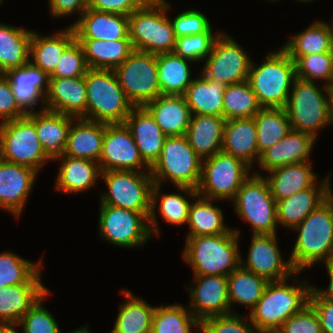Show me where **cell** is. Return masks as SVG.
I'll list each match as a JSON object with an SVG mask.
<instances>
[{
    "mask_svg": "<svg viewBox=\"0 0 333 333\" xmlns=\"http://www.w3.org/2000/svg\"><path fill=\"white\" fill-rule=\"evenodd\" d=\"M188 62H193L171 53L157 55V78L162 95H184L191 79Z\"/></svg>",
    "mask_w": 333,
    "mask_h": 333,
    "instance_id": "cell-39",
    "label": "cell"
},
{
    "mask_svg": "<svg viewBox=\"0 0 333 333\" xmlns=\"http://www.w3.org/2000/svg\"><path fill=\"white\" fill-rule=\"evenodd\" d=\"M74 40L75 33L71 25L64 31L53 34V36H40L33 31L30 41L29 62L50 76L54 72L62 53Z\"/></svg>",
    "mask_w": 333,
    "mask_h": 333,
    "instance_id": "cell-33",
    "label": "cell"
},
{
    "mask_svg": "<svg viewBox=\"0 0 333 333\" xmlns=\"http://www.w3.org/2000/svg\"><path fill=\"white\" fill-rule=\"evenodd\" d=\"M76 121L75 123L73 121L70 126L63 155L93 160L99 163L105 133V123L85 118H76Z\"/></svg>",
    "mask_w": 333,
    "mask_h": 333,
    "instance_id": "cell-28",
    "label": "cell"
},
{
    "mask_svg": "<svg viewBox=\"0 0 333 333\" xmlns=\"http://www.w3.org/2000/svg\"><path fill=\"white\" fill-rule=\"evenodd\" d=\"M122 294L127 302L120 306L111 333H151L155 307L135 297L129 290H123Z\"/></svg>",
    "mask_w": 333,
    "mask_h": 333,
    "instance_id": "cell-40",
    "label": "cell"
},
{
    "mask_svg": "<svg viewBox=\"0 0 333 333\" xmlns=\"http://www.w3.org/2000/svg\"><path fill=\"white\" fill-rule=\"evenodd\" d=\"M48 293L49 290L21 317L19 323L24 333H61L54 316L42 306Z\"/></svg>",
    "mask_w": 333,
    "mask_h": 333,
    "instance_id": "cell-50",
    "label": "cell"
},
{
    "mask_svg": "<svg viewBox=\"0 0 333 333\" xmlns=\"http://www.w3.org/2000/svg\"><path fill=\"white\" fill-rule=\"evenodd\" d=\"M202 159L190 146L185 135L165 138L159 159L150 168L153 183L161 186L166 179L184 194L197 197Z\"/></svg>",
    "mask_w": 333,
    "mask_h": 333,
    "instance_id": "cell-4",
    "label": "cell"
},
{
    "mask_svg": "<svg viewBox=\"0 0 333 333\" xmlns=\"http://www.w3.org/2000/svg\"><path fill=\"white\" fill-rule=\"evenodd\" d=\"M100 205L99 231L103 240L119 247L134 248L142 247L152 237L147 223L150 213L117 208L105 203Z\"/></svg>",
    "mask_w": 333,
    "mask_h": 333,
    "instance_id": "cell-14",
    "label": "cell"
},
{
    "mask_svg": "<svg viewBox=\"0 0 333 333\" xmlns=\"http://www.w3.org/2000/svg\"><path fill=\"white\" fill-rule=\"evenodd\" d=\"M275 333H322L320 320L309 304L287 319Z\"/></svg>",
    "mask_w": 333,
    "mask_h": 333,
    "instance_id": "cell-54",
    "label": "cell"
},
{
    "mask_svg": "<svg viewBox=\"0 0 333 333\" xmlns=\"http://www.w3.org/2000/svg\"><path fill=\"white\" fill-rule=\"evenodd\" d=\"M250 166L223 151L202 160L201 179L197 188L200 196L216 200H233L250 176Z\"/></svg>",
    "mask_w": 333,
    "mask_h": 333,
    "instance_id": "cell-10",
    "label": "cell"
},
{
    "mask_svg": "<svg viewBox=\"0 0 333 333\" xmlns=\"http://www.w3.org/2000/svg\"><path fill=\"white\" fill-rule=\"evenodd\" d=\"M219 36L212 32H204L176 38L173 53L193 62L206 59L212 51L213 44Z\"/></svg>",
    "mask_w": 333,
    "mask_h": 333,
    "instance_id": "cell-49",
    "label": "cell"
},
{
    "mask_svg": "<svg viewBox=\"0 0 333 333\" xmlns=\"http://www.w3.org/2000/svg\"><path fill=\"white\" fill-rule=\"evenodd\" d=\"M254 119L259 162L261 154L281 141L290 132L291 126L284 108H261Z\"/></svg>",
    "mask_w": 333,
    "mask_h": 333,
    "instance_id": "cell-42",
    "label": "cell"
},
{
    "mask_svg": "<svg viewBox=\"0 0 333 333\" xmlns=\"http://www.w3.org/2000/svg\"><path fill=\"white\" fill-rule=\"evenodd\" d=\"M193 287L185 286L190 293L189 309L201 323L212 316L233 313L228 298L227 276L194 275Z\"/></svg>",
    "mask_w": 333,
    "mask_h": 333,
    "instance_id": "cell-18",
    "label": "cell"
},
{
    "mask_svg": "<svg viewBox=\"0 0 333 333\" xmlns=\"http://www.w3.org/2000/svg\"><path fill=\"white\" fill-rule=\"evenodd\" d=\"M328 112H329V123L333 122V84L328 87Z\"/></svg>",
    "mask_w": 333,
    "mask_h": 333,
    "instance_id": "cell-61",
    "label": "cell"
},
{
    "mask_svg": "<svg viewBox=\"0 0 333 333\" xmlns=\"http://www.w3.org/2000/svg\"><path fill=\"white\" fill-rule=\"evenodd\" d=\"M141 6L138 0H89L88 3V8L93 10L126 16Z\"/></svg>",
    "mask_w": 333,
    "mask_h": 333,
    "instance_id": "cell-56",
    "label": "cell"
},
{
    "mask_svg": "<svg viewBox=\"0 0 333 333\" xmlns=\"http://www.w3.org/2000/svg\"><path fill=\"white\" fill-rule=\"evenodd\" d=\"M15 326H20L19 322H0V333H19ZM24 333V332H22Z\"/></svg>",
    "mask_w": 333,
    "mask_h": 333,
    "instance_id": "cell-60",
    "label": "cell"
},
{
    "mask_svg": "<svg viewBox=\"0 0 333 333\" xmlns=\"http://www.w3.org/2000/svg\"><path fill=\"white\" fill-rule=\"evenodd\" d=\"M262 107L248 81L226 85L223 95L224 118L254 117Z\"/></svg>",
    "mask_w": 333,
    "mask_h": 333,
    "instance_id": "cell-47",
    "label": "cell"
},
{
    "mask_svg": "<svg viewBox=\"0 0 333 333\" xmlns=\"http://www.w3.org/2000/svg\"><path fill=\"white\" fill-rule=\"evenodd\" d=\"M89 0H49L50 11L55 18L70 16L75 12H79L80 16L88 8Z\"/></svg>",
    "mask_w": 333,
    "mask_h": 333,
    "instance_id": "cell-58",
    "label": "cell"
},
{
    "mask_svg": "<svg viewBox=\"0 0 333 333\" xmlns=\"http://www.w3.org/2000/svg\"><path fill=\"white\" fill-rule=\"evenodd\" d=\"M34 123L37 136L45 152L53 159L64 153L70 126L76 117L42 108L39 112L27 113Z\"/></svg>",
    "mask_w": 333,
    "mask_h": 333,
    "instance_id": "cell-26",
    "label": "cell"
},
{
    "mask_svg": "<svg viewBox=\"0 0 333 333\" xmlns=\"http://www.w3.org/2000/svg\"><path fill=\"white\" fill-rule=\"evenodd\" d=\"M165 0L154 5H142L129 16V38L136 51L158 55L174 50L176 36L166 14Z\"/></svg>",
    "mask_w": 333,
    "mask_h": 333,
    "instance_id": "cell-7",
    "label": "cell"
},
{
    "mask_svg": "<svg viewBox=\"0 0 333 333\" xmlns=\"http://www.w3.org/2000/svg\"><path fill=\"white\" fill-rule=\"evenodd\" d=\"M7 76L19 107L27 114L34 112V105L45 97L49 89V76L31 62L22 67L8 70ZM33 111H32V110Z\"/></svg>",
    "mask_w": 333,
    "mask_h": 333,
    "instance_id": "cell-20",
    "label": "cell"
},
{
    "mask_svg": "<svg viewBox=\"0 0 333 333\" xmlns=\"http://www.w3.org/2000/svg\"><path fill=\"white\" fill-rule=\"evenodd\" d=\"M86 104L85 76L49 78L45 109L86 119Z\"/></svg>",
    "mask_w": 333,
    "mask_h": 333,
    "instance_id": "cell-21",
    "label": "cell"
},
{
    "mask_svg": "<svg viewBox=\"0 0 333 333\" xmlns=\"http://www.w3.org/2000/svg\"><path fill=\"white\" fill-rule=\"evenodd\" d=\"M37 174L32 168L0 158V207L19 218Z\"/></svg>",
    "mask_w": 333,
    "mask_h": 333,
    "instance_id": "cell-19",
    "label": "cell"
},
{
    "mask_svg": "<svg viewBox=\"0 0 333 333\" xmlns=\"http://www.w3.org/2000/svg\"><path fill=\"white\" fill-rule=\"evenodd\" d=\"M69 333H90V331L88 329V326L86 325L84 327H81V328L76 329L73 332H69Z\"/></svg>",
    "mask_w": 333,
    "mask_h": 333,
    "instance_id": "cell-63",
    "label": "cell"
},
{
    "mask_svg": "<svg viewBox=\"0 0 333 333\" xmlns=\"http://www.w3.org/2000/svg\"><path fill=\"white\" fill-rule=\"evenodd\" d=\"M106 183L101 203L140 213L151 212V190L153 179L150 171L109 170L102 171Z\"/></svg>",
    "mask_w": 333,
    "mask_h": 333,
    "instance_id": "cell-12",
    "label": "cell"
},
{
    "mask_svg": "<svg viewBox=\"0 0 333 333\" xmlns=\"http://www.w3.org/2000/svg\"><path fill=\"white\" fill-rule=\"evenodd\" d=\"M47 291L44 284H20L0 288V322H20L21 317Z\"/></svg>",
    "mask_w": 333,
    "mask_h": 333,
    "instance_id": "cell-36",
    "label": "cell"
},
{
    "mask_svg": "<svg viewBox=\"0 0 333 333\" xmlns=\"http://www.w3.org/2000/svg\"><path fill=\"white\" fill-rule=\"evenodd\" d=\"M239 231L187 237L183 258L194 275L228 276L240 266Z\"/></svg>",
    "mask_w": 333,
    "mask_h": 333,
    "instance_id": "cell-3",
    "label": "cell"
},
{
    "mask_svg": "<svg viewBox=\"0 0 333 333\" xmlns=\"http://www.w3.org/2000/svg\"><path fill=\"white\" fill-rule=\"evenodd\" d=\"M114 71L134 107H143L161 95L157 78V55L134 50Z\"/></svg>",
    "mask_w": 333,
    "mask_h": 333,
    "instance_id": "cell-13",
    "label": "cell"
},
{
    "mask_svg": "<svg viewBox=\"0 0 333 333\" xmlns=\"http://www.w3.org/2000/svg\"><path fill=\"white\" fill-rule=\"evenodd\" d=\"M160 185L154 183L151 190V212L149 216V228L151 235L153 233L159 234L158 229V220H156V205H158V197L160 198V213L161 216L167 223L174 225H183L187 224L189 209L192 202H189L183 195L180 193H164L160 194L159 189ZM160 194V195H159ZM159 195V196H158ZM152 226V227H151Z\"/></svg>",
    "mask_w": 333,
    "mask_h": 333,
    "instance_id": "cell-43",
    "label": "cell"
},
{
    "mask_svg": "<svg viewBox=\"0 0 333 333\" xmlns=\"http://www.w3.org/2000/svg\"><path fill=\"white\" fill-rule=\"evenodd\" d=\"M150 171V167L140 156L136 142L125 124H106L99 158L102 171L126 170L140 171L143 166Z\"/></svg>",
    "mask_w": 333,
    "mask_h": 333,
    "instance_id": "cell-16",
    "label": "cell"
},
{
    "mask_svg": "<svg viewBox=\"0 0 333 333\" xmlns=\"http://www.w3.org/2000/svg\"><path fill=\"white\" fill-rule=\"evenodd\" d=\"M33 31L0 23V73L29 62Z\"/></svg>",
    "mask_w": 333,
    "mask_h": 333,
    "instance_id": "cell-38",
    "label": "cell"
},
{
    "mask_svg": "<svg viewBox=\"0 0 333 333\" xmlns=\"http://www.w3.org/2000/svg\"><path fill=\"white\" fill-rule=\"evenodd\" d=\"M84 50L75 39L62 53L54 72L49 78H72L84 76L88 70Z\"/></svg>",
    "mask_w": 333,
    "mask_h": 333,
    "instance_id": "cell-52",
    "label": "cell"
},
{
    "mask_svg": "<svg viewBox=\"0 0 333 333\" xmlns=\"http://www.w3.org/2000/svg\"><path fill=\"white\" fill-rule=\"evenodd\" d=\"M84 50L90 69L114 70L134 51L130 39L108 40L76 39Z\"/></svg>",
    "mask_w": 333,
    "mask_h": 333,
    "instance_id": "cell-34",
    "label": "cell"
},
{
    "mask_svg": "<svg viewBox=\"0 0 333 333\" xmlns=\"http://www.w3.org/2000/svg\"><path fill=\"white\" fill-rule=\"evenodd\" d=\"M232 202L242 220L251 224L253 234H276V201L266 177L257 172L250 174Z\"/></svg>",
    "mask_w": 333,
    "mask_h": 333,
    "instance_id": "cell-8",
    "label": "cell"
},
{
    "mask_svg": "<svg viewBox=\"0 0 333 333\" xmlns=\"http://www.w3.org/2000/svg\"><path fill=\"white\" fill-rule=\"evenodd\" d=\"M326 269L330 278V283L327 289H317L313 287V290L323 299L333 301V261L325 263Z\"/></svg>",
    "mask_w": 333,
    "mask_h": 333,
    "instance_id": "cell-59",
    "label": "cell"
},
{
    "mask_svg": "<svg viewBox=\"0 0 333 333\" xmlns=\"http://www.w3.org/2000/svg\"><path fill=\"white\" fill-rule=\"evenodd\" d=\"M61 158V159H60ZM61 167L56 180V189L64 193L83 192L89 189L101 176L99 163L93 160L58 155L52 160H59Z\"/></svg>",
    "mask_w": 333,
    "mask_h": 333,
    "instance_id": "cell-31",
    "label": "cell"
},
{
    "mask_svg": "<svg viewBox=\"0 0 333 333\" xmlns=\"http://www.w3.org/2000/svg\"><path fill=\"white\" fill-rule=\"evenodd\" d=\"M286 280L269 282L249 313L250 321L261 333H275L287 319L309 305L313 286L305 281L289 285Z\"/></svg>",
    "mask_w": 333,
    "mask_h": 333,
    "instance_id": "cell-2",
    "label": "cell"
},
{
    "mask_svg": "<svg viewBox=\"0 0 333 333\" xmlns=\"http://www.w3.org/2000/svg\"><path fill=\"white\" fill-rule=\"evenodd\" d=\"M172 25L176 38L213 32L209 19L198 10H185L174 17Z\"/></svg>",
    "mask_w": 333,
    "mask_h": 333,
    "instance_id": "cell-53",
    "label": "cell"
},
{
    "mask_svg": "<svg viewBox=\"0 0 333 333\" xmlns=\"http://www.w3.org/2000/svg\"><path fill=\"white\" fill-rule=\"evenodd\" d=\"M227 35L219 33L201 71L204 78L225 85L246 81L252 62L242 46Z\"/></svg>",
    "mask_w": 333,
    "mask_h": 333,
    "instance_id": "cell-15",
    "label": "cell"
},
{
    "mask_svg": "<svg viewBox=\"0 0 333 333\" xmlns=\"http://www.w3.org/2000/svg\"><path fill=\"white\" fill-rule=\"evenodd\" d=\"M330 196L333 198V192L330 190Z\"/></svg>",
    "mask_w": 333,
    "mask_h": 333,
    "instance_id": "cell-65",
    "label": "cell"
},
{
    "mask_svg": "<svg viewBox=\"0 0 333 333\" xmlns=\"http://www.w3.org/2000/svg\"><path fill=\"white\" fill-rule=\"evenodd\" d=\"M143 107L167 137L186 135L192 114L184 96L161 94Z\"/></svg>",
    "mask_w": 333,
    "mask_h": 333,
    "instance_id": "cell-27",
    "label": "cell"
},
{
    "mask_svg": "<svg viewBox=\"0 0 333 333\" xmlns=\"http://www.w3.org/2000/svg\"><path fill=\"white\" fill-rule=\"evenodd\" d=\"M310 1H313V0H298V2H310Z\"/></svg>",
    "mask_w": 333,
    "mask_h": 333,
    "instance_id": "cell-64",
    "label": "cell"
},
{
    "mask_svg": "<svg viewBox=\"0 0 333 333\" xmlns=\"http://www.w3.org/2000/svg\"><path fill=\"white\" fill-rule=\"evenodd\" d=\"M26 113L19 107L10 82L4 73H0V118L1 123L25 117Z\"/></svg>",
    "mask_w": 333,
    "mask_h": 333,
    "instance_id": "cell-55",
    "label": "cell"
},
{
    "mask_svg": "<svg viewBox=\"0 0 333 333\" xmlns=\"http://www.w3.org/2000/svg\"><path fill=\"white\" fill-rule=\"evenodd\" d=\"M200 332L201 323L191 311L180 304L155 307L151 333H192V326Z\"/></svg>",
    "mask_w": 333,
    "mask_h": 333,
    "instance_id": "cell-46",
    "label": "cell"
},
{
    "mask_svg": "<svg viewBox=\"0 0 333 333\" xmlns=\"http://www.w3.org/2000/svg\"><path fill=\"white\" fill-rule=\"evenodd\" d=\"M222 151L244 161L252 168L258 162L257 131L254 117L225 121Z\"/></svg>",
    "mask_w": 333,
    "mask_h": 333,
    "instance_id": "cell-29",
    "label": "cell"
},
{
    "mask_svg": "<svg viewBox=\"0 0 333 333\" xmlns=\"http://www.w3.org/2000/svg\"><path fill=\"white\" fill-rule=\"evenodd\" d=\"M309 304L319 317L322 333H333V301L321 298L312 289Z\"/></svg>",
    "mask_w": 333,
    "mask_h": 333,
    "instance_id": "cell-57",
    "label": "cell"
},
{
    "mask_svg": "<svg viewBox=\"0 0 333 333\" xmlns=\"http://www.w3.org/2000/svg\"><path fill=\"white\" fill-rule=\"evenodd\" d=\"M75 39H99L103 41L129 38L128 16L100 12L87 8L80 19L71 24Z\"/></svg>",
    "mask_w": 333,
    "mask_h": 333,
    "instance_id": "cell-22",
    "label": "cell"
},
{
    "mask_svg": "<svg viewBox=\"0 0 333 333\" xmlns=\"http://www.w3.org/2000/svg\"><path fill=\"white\" fill-rule=\"evenodd\" d=\"M314 144L315 138L311 134L290 130L281 141L261 154L258 165L268 172L288 164L310 162Z\"/></svg>",
    "mask_w": 333,
    "mask_h": 333,
    "instance_id": "cell-25",
    "label": "cell"
},
{
    "mask_svg": "<svg viewBox=\"0 0 333 333\" xmlns=\"http://www.w3.org/2000/svg\"><path fill=\"white\" fill-rule=\"evenodd\" d=\"M321 90L315 82L296 78L284 107L291 130L311 134L329 125L328 87ZM326 91V95L323 92ZM327 96V97H326Z\"/></svg>",
    "mask_w": 333,
    "mask_h": 333,
    "instance_id": "cell-9",
    "label": "cell"
},
{
    "mask_svg": "<svg viewBox=\"0 0 333 333\" xmlns=\"http://www.w3.org/2000/svg\"><path fill=\"white\" fill-rule=\"evenodd\" d=\"M282 48L294 62L301 56L333 52V24L316 21L292 36Z\"/></svg>",
    "mask_w": 333,
    "mask_h": 333,
    "instance_id": "cell-37",
    "label": "cell"
},
{
    "mask_svg": "<svg viewBox=\"0 0 333 333\" xmlns=\"http://www.w3.org/2000/svg\"><path fill=\"white\" fill-rule=\"evenodd\" d=\"M330 174L310 188L276 202L277 223L293 229L330 196ZM317 185V186H316Z\"/></svg>",
    "mask_w": 333,
    "mask_h": 333,
    "instance_id": "cell-23",
    "label": "cell"
},
{
    "mask_svg": "<svg viewBox=\"0 0 333 333\" xmlns=\"http://www.w3.org/2000/svg\"><path fill=\"white\" fill-rule=\"evenodd\" d=\"M295 79V62L280 48L257 68L251 62L247 81L262 108H284Z\"/></svg>",
    "mask_w": 333,
    "mask_h": 333,
    "instance_id": "cell-5",
    "label": "cell"
},
{
    "mask_svg": "<svg viewBox=\"0 0 333 333\" xmlns=\"http://www.w3.org/2000/svg\"><path fill=\"white\" fill-rule=\"evenodd\" d=\"M200 76L191 82L183 95L191 114L224 117L223 95L226 85Z\"/></svg>",
    "mask_w": 333,
    "mask_h": 333,
    "instance_id": "cell-35",
    "label": "cell"
},
{
    "mask_svg": "<svg viewBox=\"0 0 333 333\" xmlns=\"http://www.w3.org/2000/svg\"><path fill=\"white\" fill-rule=\"evenodd\" d=\"M225 121L215 115H191L185 136L202 160L222 151Z\"/></svg>",
    "mask_w": 333,
    "mask_h": 333,
    "instance_id": "cell-30",
    "label": "cell"
},
{
    "mask_svg": "<svg viewBox=\"0 0 333 333\" xmlns=\"http://www.w3.org/2000/svg\"><path fill=\"white\" fill-rule=\"evenodd\" d=\"M296 78L315 82L325 80V86L333 84V52L301 56L296 62Z\"/></svg>",
    "mask_w": 333,
    "mask_h": 333,
    "instance_id": "cell-48",
    "label": "cell"
},
{
    "mask_svg": "<svg viewBox=\"0 0 333 333\" xmlns=\"http://www.w3.org/2000/svg\"><path fill=\"white\" fill-rule=\"evenodd\" d=\"M289 260L293 268L300 272L320 261H333V198L329 196L299 225Z\"/></svg>",
    "mask_w": 333,
    "mask_h": 333,
    "instance_id": "cell-1",
    "label": "cell"
},
{
    "mask_svg": "<svg viewBox=\"0 0 333 333\" xmlns=\"http://www.w3.org/2000/svg\"><path fill=\"white\" fill-rule=\"evenodd\" d=\"M248 317L238 313L212 316L204 319L200 325V333H261Z\"/></svg>",
    "mask_w": 333,
    "mask_h": 333,
    "instance_id": "cell-51",
    "label": "cell"
},
{
    "mask_svg": "<svg viewBox=\"0 0 333 333\" xmlns=\"http://www.w3.org/2000/svg\"><path fill=\"white\" fill-rule=\"evenodd\" d=\"M277 234H252L246 263L240 258V266L271 281H281L297 272L291 261H284L278 248Z\"/></svg>",
    "mask_w": 333,
    "mask_h": 333,
    "instance_id": "cell-17",
    "label": "cell"
},
{
    "mask_svg": "<svg viewBox=\"0 0 333 333\" xmlns=\"http://www.w3.org/2000/svg\"><path fill=\"white\" fill-rule=\"evenodd\" d=\"M312 170L311 162H302L280 166L268 171L270 175L266 179L275 201L312 187L317 180V176Z\"/></svg>",
    "mask_w": 333,
    "mask_h": 333,
    "instance_id": "cell-32",
    "label": "cell"
},
{
    "mask_svg": "<svg viewBox=\"0 0 333 333\" xmlns=\"http://www.w3.org/2000/svg\"><path fill=\"white\" fill-rule=\"evenodd\" d=\"M86 119L106 124H124L134 105L128 100L114 70L88 69Z\"/></svg>",
    "mask_w": 333,
    "mask_h": 333,
    "instance_id": "cell-6",
    "label": "cell"
},
{
    "mask_svg": "<svg viewBox=\"0 0 333 333\" xmlns=\"http://www.w3.org/2000/svg\"><path fill=\"white\" fill-rule=\"evenodd\" d=\"M142 5H154L162 2L163 0H138Z\"/></svg>",
    "mask_w": 333,
    "mask_h": 333,
    "instance_id": "cell-62",
    "label": "cell"
},
{
    "mask_svg": "<svg viewBox=\"0 0 333 333\" xmlns=\"http://www.w3.org/2000/svg\"><path fill=\"white\" fill-rule=\"evenodd\" d=\"M230 308L233 303L252 309L269 283L267 279L239 266L227 276Z\"/></svg>",
    "mask_w": 333,
    "mask_h": 333,
    "instance_id": "cell-44",
    "label": "cell"
},
{
    "mask_svg": "<svg viewBox=\"0 0 333 333\" xmlns=\"http://www.w3.org/2000/svg\"><path fill=\"white\" fill-rule=\"evenodd\" d=\"M0 158L37 172L52 159L43 149L35 125L27 116L0 123Z\"/></svg>",
    "mask_w": 333,
    "mask_h": 333,
    "instance_id": "cell-11",
    "label": "cell"
},
{
    "mask_svg": "<svg viewBox=\"0 0 333 333\" xmlns=\"http://www.w3.org/2000/svg\"><path fill=\"white\" fill-rule=\"evenodd\" d=\"M197 199L189 209L187 224L190 230L186 237L217 235L228 233L232 229L225 226L223 211L213 205L214 199L205 198L199 194Z\"/></svg>",
    "mask_w": 333,
    "mask_h": 333,
    "instance_id": "cell-41",
    "label": "cell"
},
{
    "mask_svg": "<svg viewBox=\"0 0 333 333\" xmlns=\"http://www.w3.org/2000/svg\"><path fill=\"white\" fill-rule=\"evenodd\" d=\"M42 259L36 264L12 252L0 253V288L9 285L43 284Z\"/></svg>",
    "mask_w": 333,
    "mask_h": 333,
    "instance_id": "cell-45",
    "label": "cell"
},
{
    "mask_svg": "<svg viewBox=\"0 0 333 333\" xmlns=\"http://www.w3.org/2000/svg\"><path fill=\"white\" fill-rule=\"evenodd\" d=\"M124 124L130 130L141 158L151 168L159 159L167 136L144 107H134Z\"/></svg>",
    "mask_w": 333,
    "mask_h": 333,
    "instance_id": "cell-24",
    "label": "cell"
}]
</instances>
